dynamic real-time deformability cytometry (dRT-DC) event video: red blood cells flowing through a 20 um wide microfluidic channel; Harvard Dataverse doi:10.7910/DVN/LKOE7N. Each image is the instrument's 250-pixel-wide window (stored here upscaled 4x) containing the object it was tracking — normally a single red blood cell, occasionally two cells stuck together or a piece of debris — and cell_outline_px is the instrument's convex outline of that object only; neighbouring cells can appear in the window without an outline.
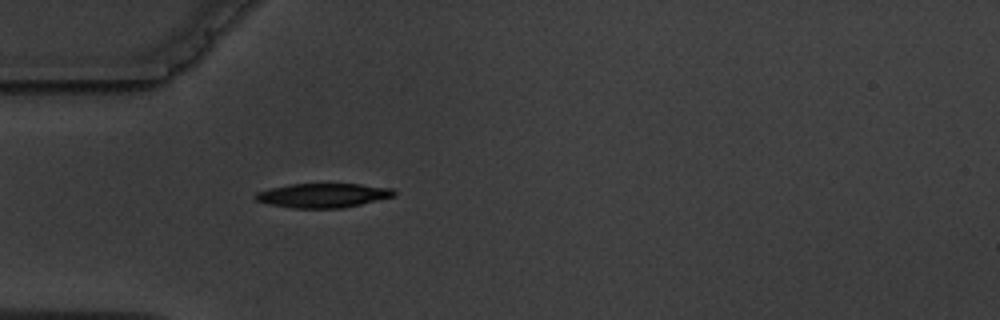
{"species": "common noctule bat (a hibernating species)", "species_latin": "Nyctalus noctula", "temperature_condition": "warm", "stored_images_in_passage": 1, "camera_frame_rate_fps": 3000, "um_per_image_px": 0.085, "animal": {"sex": "male", "body_mass_g": 19.5, "forearm_length_mm": 54.6}, "frame": {"image": 1, "passage_image": 1, "time_ms": 0.0, "image_size_px": [1000, 320], "cell_outline_px": [[396, 196], [344, 208], [292, 208], [268, 204], [256, 200], [252, 196], [256, 192], [268, 188], [292, 184], [360, 184], [392, 188], [396, 192]], "centroid_in_image_um": [27.44, 16.61], "position_along_channel_um": 57.6, "area_um2": 19.77}}